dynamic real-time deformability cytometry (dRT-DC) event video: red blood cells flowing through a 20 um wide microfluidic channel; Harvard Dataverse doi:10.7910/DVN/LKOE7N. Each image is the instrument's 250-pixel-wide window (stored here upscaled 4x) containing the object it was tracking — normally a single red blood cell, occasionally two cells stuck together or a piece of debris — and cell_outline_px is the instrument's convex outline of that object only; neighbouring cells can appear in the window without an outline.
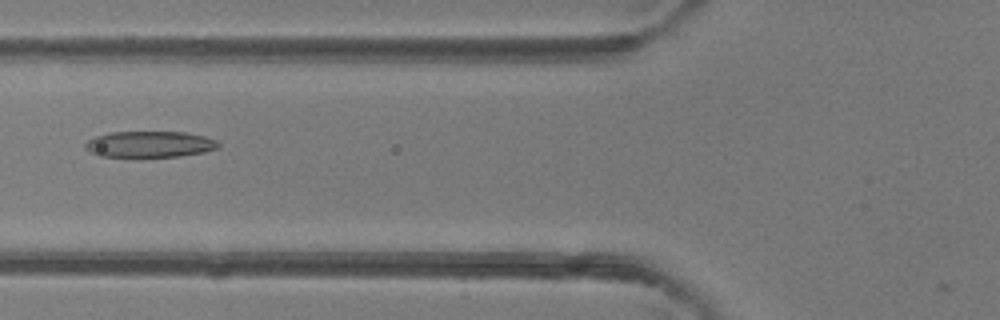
{"species": "common noctule bat (a hibernating species)", "species_latin": "Nyctalus noctula", "temperature_condition": "room temperature", "stored_images_in_passage": 30, "camera_frame_rate_fps": 3000, "um_per_image_px": 0.085, "animal": {"sex": "female"}, "frame": {"image": 1, "passage_image": 4, "time_ms": 1.0, "image_size_px": [1000, 320], "cell_outline_px": [[220, 148], [204, 152], [180, 156], [100, 156], [84, 148], [84, 144], [88, 140], [96, 136], [112, 132], [188, 132], [204, 136], [216, 140], [220, 144]], "centroid_in_image_um": [12.76, 12.25], "position_along_channel_um": 113.0, "area_um2": 20.17}}
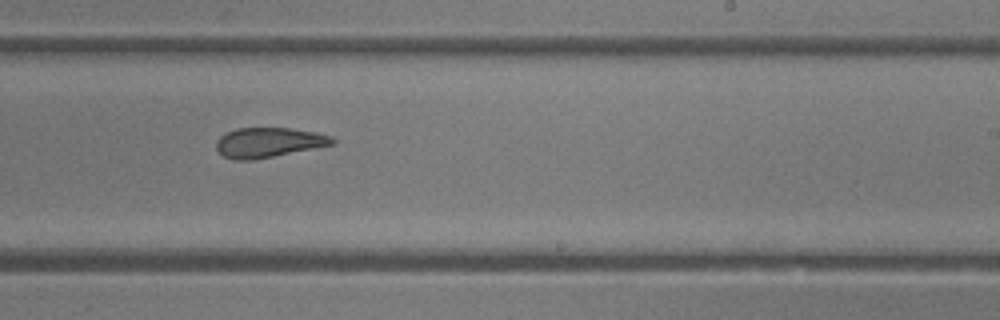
{"frame": {"image": 2, "passage_image": 15, "time_ms": 4.667, "image_size_px": [1000, 320], "cell_outline_px": [[336, 144], [252, 160], [232, 160], [224, 156], [216, 148], [216, 140], [220, 136], [236, 128], [292, 128], [316, 132], [332, 136], [336, 140]], "centroid_in_image_um": [22.85, 12.1], "position_along_channel_um": 266.1, "area_um2": 20.23}}
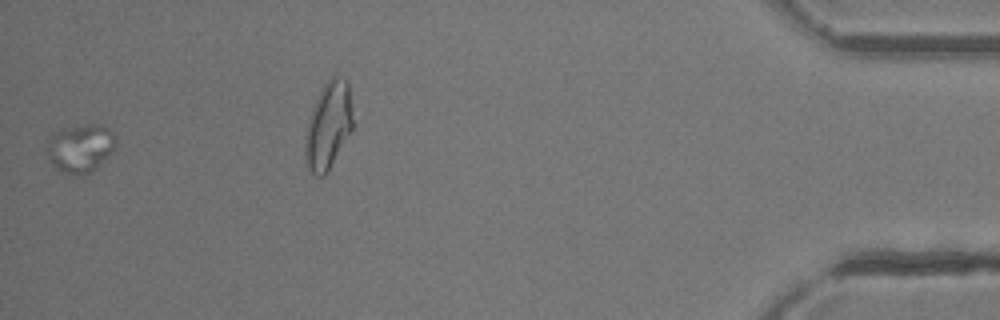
{"frame": {"image": 3, "passage_image": 29, "time_ms": 9.333, "image_size_px": [1000, 320], "cell_outline_px": [[116, 144], [96, 168], [92, 172], [84, 176], [60, 172], [52, 164], [48, 156], [48, 136], [60, 128], [88, 124], [100, 124], [108, 128], [116, 136]], "centroid_in_image_um": [6.81, 12.58], "position_along_channel_um": 428.4, "area_um2": 19.42}, "authors_computed_cell_mechanics": {"area_um2": 20.1433, "velocity_mm_per_s": 4.1663, "shape_relaxation_time_tau1_ms": null, "shape_relaxation_time_tau2_ms": 2.4335, "deformation_change_tau1": null, "deformation_change_tau2": 0.1253}}